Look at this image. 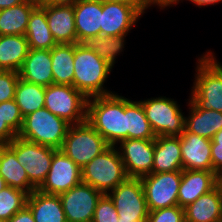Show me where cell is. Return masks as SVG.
<instances>
[{"label": "cell", "mask_w": 222, "mask_h": 222, "mask_svg": "<svg viewBox=\"0 0 222 222\" xmlns=\"http://www.w3.org/2000/svg\"><path fill=\"white\" fill-rule=\"evenodd\" d=\"M126 130L128 139L156 138L140 101L126 98Z\"/></svg>", "instance_id": "30"}, {"label": "cell", "mask_w": 222, "mask_h": 222, "mask_svg": "<svg viewBox=\"0 0 222 222\" xmlns=\"http://www.w3.org/2000/svg\"><path fill=\"white\" fill-rule=\"evenodd\" d=\"M78 0H43L42 6L48 5H74Z\"/></svg>", "instance_id": "43"}, {"label": "cell", "mask_w": 222, "mask_h": 222, "mask_svg": "<svg viewBox=\"0 0 222 222\" xmlns=\"http://www.w3.org/2000/svg\"><path fill=\"white\" fill-rule=\"evenodd\" d=\"M117 146L129 178L152 173L154 139H125Z\"/></svg>", "instance_id": "14"}, {"label": "cell", "mask_w": 222, "mask_h": 222, "mask_svg": "<svg viewBox=\"0 0 222 222\" xmlns=\"http://www.w3.org/2000/svg\"><path fill=\"white\" fill-rule=\"evenodd\" d=\"M73 87L87 98L115 93L105 87L112 66L84 44H75Z\"/></svg>", "instance_id": "2"}, {"label": "cell", "mask_w": 222, "mask_h": 222, "mask_svg": "<svg viewBox=\"0 0 222 222\" xmlns=\"http://www.w3.org/2000/svg\"><path fill=\"white\" fill-rule=\"evenodd\" d=\"M18 74L29 83L45 87L53 84L51 50L29 49Z\"/></svg>", "instance_id": "18"}, {"label": "cell", "mask_w": 222, "mask_h": 222, "mask_svg": "<svg viewBox=\"0 0 222 222\" xmlns=\"http://www.w3.org/2000/svg\"><path fill=\"white\" fill-rule=\"evenodd\" d=\"M141 16L142 14L129 4L105 0L102 2L100 35H127Z\"/></svg>", "instance_id": "15"}, {"label": "cell", "mask_w": 222, "mask_h": 222, "mask_svg": "<svg viewBox=\"0 0 222 222\" xmlns=\"http://www.w3.org/2000/svg\"><path fill=\"white\" fill-rule=\"evenodd\" d=\"M179 138L183 170L213 171L212 140L187 132L185 129Z\"/></svg>", "instance_id": "16"}, {"label": "cell", "mask_w": 222, "mask_h": 222, "mask_svg": "<svg viewBox=\"0 0 222 222\" xmlns=\"http://www.w3.org/2000/svg\"><path fill=\"white\" fill-rule=\"evenodd\" d=\"M183 1V0H182ZM191 1L193 4H195L199 8L204 7V6H211L215 5L217 3H221L222 0H188Z\"/></svg>", "instance_id": "44"}, {"label": "cell", "mask_w": 222, "mask_h": 222, "mask_svg": "<svg viewBox=\"0 0 222 222\" xmlns=\"http://www.w3.org/2000/svg\"><path fill=\"white\" fill-rule=\"evenodd\" d=\"M119 216L108 194H103L95 208L92 222H118Z\"/></svg>", "instance_id": "34"}, {"label": "cell", "mask_w": 222, "mask_h": 222, "mask_svg": "<svg viewBox=\"0 0 222 222\" xmlns=\"http://www.w3.org/2000/svg\"><path fill=\"white\" fill-rule=\"evenodd\" d=\"M81 182V168L61 150H57L53 154L47 177L38 190L45 194L60 195Z\"/></svg>", "instance_id": "13"}, {"label": "cell", "mask_w": 222, "mask_h": 222, "mask_svg": "<svg viewBox=\"0 0 222 222\" xmlns=\"http://www.w3.org/2000/svg\"><path fill=\"white\" fill-rule=\"evenodd\" d=\"M47 17L48 27L57 44H77L73 5L41 6Z\"/></svg>", "instance_id": "17"}, {"label": "cell", "mask_w": 222, "mask_h": 222, "mask_svg": "<svg viewBox=\"0 0 222 222\" xmlns=\"http://www.w3.org/2000/svg\"><path fill=\"white\" fill-rule=\"evenodd\" d=\"M185 222L222 220V195L215 187L184 208Z\"/></svg>", "instance_id": "23"}, {"label": "cell", "mask_w": 222, "mask_h": 222, "mask_svg": "<svg viewBox=\"0 0 222 222\" xmlns=\"http://www.w3.org/2000/svg\"><path fill=\"white\" fill-rule=\"evenodd\" d=\"M119 219L146 222L149 209L140 178H128L108 193Z\"/></svg>", "instance_id": "11"}, {"label": "cell", "mask_w": 222, "mask_h": 222, "mask_svg": "<svg viewBox=\"0 0 222 222\" xmlns=\"http://www.w3.org/2000/svg\"><path fill=\"white\" fill-rule=\"evenodd\" d=\"M25 37L29 49L51 50L57 45L48 27L46 12L41 6H36L31 12Z\"/></svg>", "instance_id": "27"}, {"label": "cell", "mask_w": 222, "mask_h": 222, "mask_svg": "<svg viewBox=\"0 0 222 222\" xmlns=\"http://www.w3.org/2000/svg\"><path fill=\"white\" fill-rule=\"evenodd\" d=\"M24 1L35 4L36 6H42L43 4V0H24Z\"/></svg>", "instance_id": "47"}, {"label": "cell", "mask_w": 222, "mask_h": 222, "mask_svg": "<svg viewBox=\"0 0 222 222\" xmlns=\"http://www.w3.org/2000/svg\"><path fill=\"white\" fill-rule=\"evenodd\" d=\"M109 1H117L129 4L136 8L142 15L152 7L148 0H109ZM146 10V11H145Z\"/></svg>", "instance_id": "41"}, {"label": "cell", "mask_w": 222, "mask_h": 222, "mask_svg": "<svg viewBox=\"0 0 222 222\" xmlns=\"http://www.w3.org/2000/svg\"><path fill=\"white\" fill-rule=\"evenodd\" d=\"M215 187V172L182 170V178L178 190V205L181 208H185Z\"/></svg>", "instance_id": "19"}, {"label": "cell", "mask_w": 222, "mask_h": 222, "mask_svg": "<svg viewBox=\"0 0 222 222\" xmlns=\"http://www.w3.org/2000/svg\"><path fill=\"white\" fill-rule=\"evenodd\" d=\"M73 6L77 43L100 35L102 1L78 0Z\"/></svg>", "instance_id": "20"}, {"label": "cell", "mask_w": 222, "mask_h": 222, "mask_svg": "<svg viewBox=\"0 0 222 222\" xmlns=\"http://www.w3.org/2000/svg\"><path fill=\"white\" fill-rule=\"evenodd\" d=\"M211 160L213 165V172H217L222 168V129L218 131L212 138Z\"/></svg>", "instance_id": "38"}, {"label": "cell", "mask_w": 222, "mask_h": 222, "mask_svg": "<svg viewBox=\"0 0 222 222\" xmlns=\"http://www.w3.org/2000/svg\"><path fill=\"white\" fill-rule=\"evenodd\" d=\"M28 193L7 186L0 191V220L8 221L27 205Z\"/></svg>", "instance_id": "33"}, {"label": "cell", "mask_w": 222, "mask_h": 222, "mask_svg": "<svg viewBox=\"0 0 222 222\" xmlns=\"http://www.w3.org/2000/svg\"><path fill=\"white\" fill-rule=\"evenodd\" d=\"M182 171L151 173L140 178L149 211L178 205Z\"/></svg>", "instance_id": "10"}, {"label": "cell", "mask_w": 222, "mask_h": 222, "mask_svg": "<svg viewBox=\"0 0 222 222\" xmlns=\"http://www.w3.org/2000/svg\"><path fill=\"white\" fill-rule=\"evenodd\" d=\"M75 44H57L51 49L54 84L73 85Z\"/></svg>", "instance_id": "28"}, {"label": "cell", "mask_w": 222, "mask_h": 222, "mask_svg": "<svg viewBox=\"0 0 222 222\" xmlns=\"http://www.w3.org/2000/svg\"><path fill=\"white\" fill-rule=\"evenodd\" d=\"M8 185L6 184L4 178L0 175V191L6 188Z\"/></svg>", "instance_id": "48"}, {"label": "cell", "mask_w": 222, "mask_h": 222, "mask_svg": "<svg viewBox=\"0 0 222 222\" xmlns=\"http://www.w3.org/2000/svg\"><path fill=\"white\" fill-rule=\"evenodd\" d=\"M87 121L110 146H118L128 139L126 97L112 93L88 98Z\"/></svg>", "instance_id": "1"}, {"label": "cell", "mask_w": 222, "mask_h": 222, "mask_svg": "<svg viewBox=\"0 0 222 222\" xmlns=\"http://www.w3.org/2000/svg\"><path fill=\"white\" fill-rule=\"evenodd\" d=\"M103 195L94 187L80 184L59 195L67 222H92L94 211Z\"/></svg>", "instance_id": "12"}, {"label": "cell", "mask_w": 222, "mask_h": 222, "mask_svg": "<svg viewBox=\"0 0 222 222\" xmlns=\"http://www.w3.org/2000/svg\"><path fill=\"white\" fill-rule=\"evenodd\" d=\"M156 136H180L184 131L185 115L174 99L165 96L139 100Z\"/></svg>", "instance_id": "8"}, {"label": "cell", "mask_w": 222, "mask_h": 222, "mask_svg": "<svg viewBox=\"0 0 222 222\" xmlns=\"http://www.w3.org/2000/svg\"><path fill=\"white\" fill-rule=\"evenodd\" d=\"M70 125L43 107L23 117V124L17 136L32 143L60 150Z\"/></svg>", "instance_id": "5"}, {"label": "cell", "mask_w": 222, "mask_h": 222, "mask_svg": "<svg viewBox=\"0 0 222 222\" xmlns=\"http://www.w3.org/2000/svg\"><path fill=\"white\" fill-rule=\"evenodd\" d=\"M18 72L0 70V103L14 99Z\"/></svg>", "instance_id": "37"}, {"label": "cell", "mask_w": 222, "mask_h": 222, "mask_svg": "<svg viewBox=\"0 0 222 222\" xmlns=\"http://www.w3.org/2000/svg\"><path fill=\"white\" fill-rule=\"evenodd\" d=\"M35 4L23 2L0 10V36L25 35L28 20Z\"/></svg>", "instance_id": "29"}, {"label": "cell", "mask_w": 222, "mask_h": 222, "mask_svg": "<svg viewBox=\"0 0 222 222\" xmlns=\"http://www.w3.org/2000/svg\"><path fill=\"white\" fill-rule=\"evenodd\" d=\"M110 145L88 121L70 125L61 151L81 169Z\"/></svg>", "instance_id": "6"}, {"label": "cell", "mask_w": 222, "mask_h": 222, "mask_svg": "<svg viewBox=\"0 0 222 222\" xmlns=\"http://www.w3.org/2000/svg\"><path fill=\"white\" fill-rule=\"evenodd\" d=\"M16 137L17 134L7 125L5 120H3L0 103V145H7Z\"/></svg>", "instance_id": "39"}, {"label": "cell", "mask_w": 222, "mask_h": 222, "mask_svg": "<svg viewBox=\"0 0 222 222\" xmlns=\"http://www.w3.org/2000/svg\"><path fill=\"white\" fill-rule=\"evenodd\" d=\"M211 50L198 58L190 100L197 108L222 113V64Z\"/></svg>", "instance_id": "3"}, {"label": "cell", "mask_w": 222, "mask_h": 222, "mask_svg": "<svg viewBox=\"0 0 222 222\" xmlns=\"http://www.w3.org/2000/svg\"><path fill=\"white\" fill-rule=\"evenodd\" d=\"M118 222H138L137 220H121L119 219Z\"/></svg>", "instance_id": "49"}, {"label": "cell", "mask_w": 222, "mask_h": 222, "mask_svg": "<svg viewBox=\"0 0 222 222\" xmlns=\"http://www.w3.org/2000/svg\"><path fill=\"white\" fill-rule=\"evenodd\" d=\"M1 115L7 125L18 134L23 124V116L15 100L1 102Z\"/></svg>", "instance_id": "35"}, {"label": "cell", "mask_w": 222, "mask_h": 222, "mask_svg": "<svg viewBox=\"0 0 222 222\" xmlns=\"http://www.w3.org/2000/svg\"><path fill=\"white\" fill-rule=\"evenodd\" d=\"M179 136H156L152 173L182 171Z\"/></svg>", "instance_id": "21"}, {"label": "cell", "mask_w": 222, "mask_h": 222, "mask_svg": "<svg viewBox=\"0 0 222 222\" xmlns=\"http://www.w3.org/2000/svg\"><path fill=\"white\" fill-rule=\"evenodd\" d=\"M28 51L25 35L0 36V70L18 72Z\"/></svg>", "instance_id": "26"}, {"label": "cell", "mask_w": 222, "mask_h": 222, "mask_svg": "<svg viewBox=\"0 0 222 222\" xmlns=\"http://www.w3.org/2000/svg\"><path fill=\"white\" fill-rule=\"evenodd\" d=\"M7 146L16 154L18 162L27 172L29 181L38 189L47 177L53 154L57 149L32 143L18 136Z\"/></svg>", "instance_id": "9"}, {"label": "cell", "mask_w": 222, "mask_h": 222, "mask_svg": "<svg viewBox=\"0 0 222 222\" xmlns=\"http://www.w3.org/2000/svg\"><path fill=\"white\" fill-rule=\"evenodd\" d=\"M149 3L153 6H157L160 9H165L166 7L176 6V4H179L181 0H148Z\"/></svg>", "instance_id": "42"}, {"label": "cell", "mask_w": 222, "mask_h": 222, "mask_svg": "<svg viewBox=\"0 0 222 222\" xmlns=\"http://www.w3.org/2000/svg\"><path fill=\"white\" fill-rule=\"evenodd\" d=\"M7 222H35L30 208L26 205L15 213Z\"/></svg>", "instance_id": "40"}, {"label": "cell", "mask_w": 222, "mask_h": 222, "mask_svg": "<svg viewBox=\"0 0 222 222\" xmlns=\"http://www.w3.org/2000/svg\"><path fill=\"white\" fill-rule=\"evenodd\" d=\"M188 116H185L184 129L192 134L212 140L222 129V113L216 110L197 108L190 100Z\"/></svg>", "instance_id": "22"}, {"label": "cell", "mask_w": 222, "mask_h": 222, "mask_svg": "<svg viewBox=\"0 0 222 222\" xmlns=\"http://www.w3.org/2000/svg\"><path fill=\"white\" fill-rule=\"evenodd\" d=\"M129 178L117 146H109L81 169L82 182L108 194Z\"/></svg>", "instance_id": "4"}, {"label": "cell", "mask_w": 222, "mask_h": 222, "mask_svg": "<svg viewBox=\"0 0 222 222\" xmlns=\"http://www.w3.org/2000/svg\"><path fill=\"white\" fill-rule=\"evenodd\" d=\"M25 2L24 0H0V10L10 8Z\"/></svg>", "instance_id": "45"}, {"label": "cell", "mask_w": 222, "mask_h": 222, "mask_svg": "<svg viewBox=\"0 0 222 222\" xmlns=\"http://www.w3.org/2000/svg\"><path fill=\"white\" fill-rule=\"evenodd\" d=\"M0 175L10 187L20 189L28 194L37 188L29 181L27 172L7 146L0 145Z\"/></svg>", "instance_id": "25"}, {"label": "cell", "mask_w": 222, "mask_h": 222, "mask_svg": "<svg viewBox=\"0 0 222 222\" xmlns=\"http://www.w3.org/2000/svg\"><path fill=\"white\" fill-rule=\"evenodd\" d=\"M146 222H185L184 208L176 205L149 211Z\"/></svg>", "instance_id": "36"}, {"label": "cell", "mask_w": 222, "mask_h": 222, "mask_svg": "<svg viewBox=\"0 0 222 222\" xmlns=\"http://www.w3.org/2000/svg\"><path fill=\"white\" fill-rule=\"evenodd\" d=\"M27 206L35 222H67L59 195L34 190L28 195Z\"/></svg>", "instance_id": "24"}, {"label": "cell", "mask_w": 222, "mask_h": 222, "mask_svg": "<svg viewBox=\"0 0 222 222\" xmlns=\"http://www.w3.org/2000/svg\"><path fill=\"white\" fill-rule=\"evenodd\" d=\"M126 36L127 35H120L113 37L98 35L88 38L82 44L88 49L95 51L100 58L104 59L114 68L117 56L124 52Z\"/></svg>", "instance_id": "32"}, {"label": "cell", "mask_w": 222, "mask_h": 222, "mask_svg": "<svg viewBox=\"0 0 222 222\" xmlns=\"http://www.w3.org/2000/svg\"><path fill=\"white\" fill-rule=\"evenodd\" d=\"M215 185L219 193L222 195V168L215 172Z\"/></svg>", "instance_id": "46"}, {"label": "cell", "mask_w": 222, "mask_h": 222, "mask_svg": "<svg viewBox=\"0 0 222 222\" xmlns=\"http://www.w3.org/2000/svg\"><path fill=\"white\" fill-rule=\"evenodd\" d=\"M44 99L45 86L29 83L19 78L15 88L14 100L23 117L43 108Z\"/></svg>", "instance_id": "31"}, {"label": "cell", "mask_w": 222, "mask_h": 222, "mask_svg": "<svg viewBox=\"0 0 222 222\" xmlns=\"http://www.w3.org/2000/svg\"><path fill=\"white\" fill-rule=\"evenodd\" d=\"M44 101L46 109L71 125L87 121L88 98L73 86L54 83L46 86Z\"/></svg>", "instance_id": "7"}]
</instances>
